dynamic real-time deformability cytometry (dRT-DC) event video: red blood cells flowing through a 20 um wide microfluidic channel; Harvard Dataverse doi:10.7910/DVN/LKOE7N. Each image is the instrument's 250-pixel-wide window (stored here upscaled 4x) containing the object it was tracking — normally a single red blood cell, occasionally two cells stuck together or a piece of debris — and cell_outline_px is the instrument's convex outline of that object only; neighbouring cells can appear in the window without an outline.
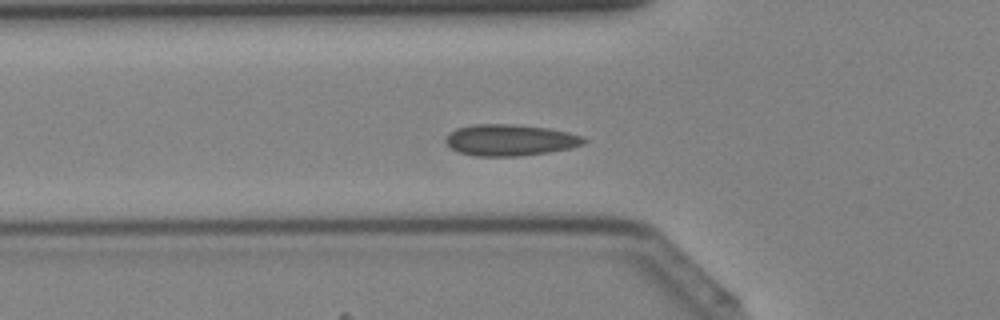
{"species": "Egyptian fruit bat (a non-hibernating species)", "species_latin": "Rousettus aegyptiacus", "temperature_condition": "cold", "stored_images_in_passage": 32, "camera_frame_rate_fps": 3000, "um_per_image_px": 0.085, "animal": {"sex": "female"}, "frame": {"image": 1, "passage_image": 8, "time_ms": 2.333, "image_size_px": [1000, 320], "cell_outline_px": [[588, 140], [584, 144], [568, 148], [548, 152], [520, 156], [476, 156], [460, 152], [452, 148], [444, 140], [456, 128], [472, 124], [512, 124], [548, 128], [568, 132], [584, 136]], "centroid_in_image_um": [43.39, 11.9], "position_along_channel_um": 82.4, "area_um2": 25.14}}
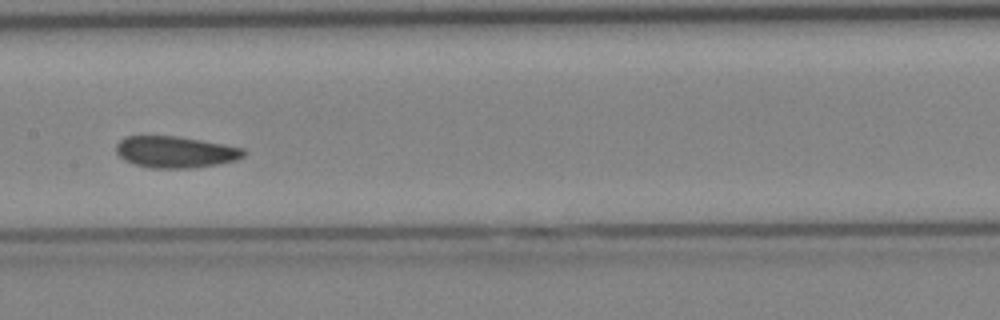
{"frame": {"image": 2, "passage_image": 15, "time_ms": 4.667, "image_size_px": [1000, 320], "cell_outline_px": [[248, 152], [244, 156], [236, 160], [216, 164], [192, 168], [152, 168], [132, 164], [124, 160], [116, 152], [116, 144], [124, 136], [176, 136], [224, 144], [244, 148]], "centroid_in_image_um": [14.9, 12.92], "position_along_channel_um": 192.5, "area_um2": 23.52}}
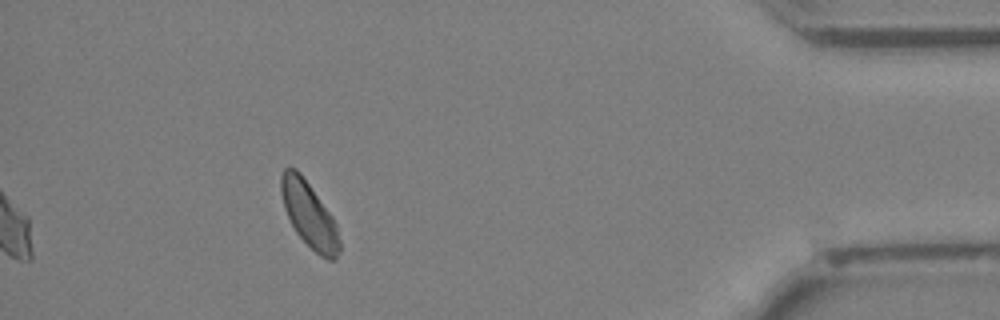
{"frame": {"image": 3, "passage_image": 32, "time_ms": 10.333, "image_size_px": [1000, 320], "cell_outline_px": [[340, 252], [336, 260], [328, 260], [320, 256], [296, 232], [284, 208], [280, 192], [280, 176], [284, 168], [296, 168], [300, 172], [332, 216], [336, 224], [340, 240]], "centroid_in_image_um": [26.28, 18.25], "position_along_channel_um": 408.9, "area_um2": 22.14}}